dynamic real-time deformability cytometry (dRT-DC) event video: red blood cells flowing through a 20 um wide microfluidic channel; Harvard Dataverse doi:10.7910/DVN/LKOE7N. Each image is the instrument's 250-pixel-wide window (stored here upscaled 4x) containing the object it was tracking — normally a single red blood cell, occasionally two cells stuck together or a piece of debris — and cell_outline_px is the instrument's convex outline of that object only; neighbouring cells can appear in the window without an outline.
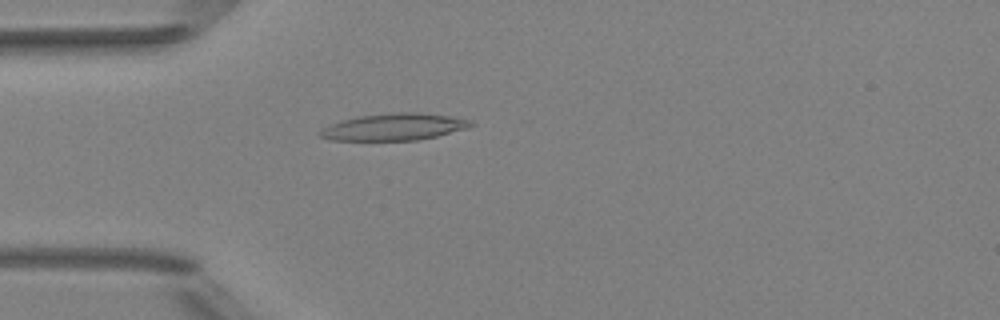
{"species": "Egyptian fruit bat (a non-hibernating species)", "species_latin": "Rousettus aegyptiacus", "temperature_condition": "room temperature", "stored_images_in_passage": 4, "camera_frame_rate_fps": 3000, "um_per_image_px": 0.085, "animal": {"sex": "female"}, "frame": {"image": 1, "passage_image": 4, "time_ms": 3.667, "image_size_px": [1000, 320], "cell_outline_px": [[476, 124], [468, 128], [436, 136], [416, 140], [332, 140], [320, 136], [320, 132], [324, 128], [340, 120], [356, 116], [392, 112], [420, 112], [448, 116], [472, 120]], "centroid_in_image_um": [33.53, 10.77], "position_along_channel_um": 51.5, "area_um2": 23.58}}